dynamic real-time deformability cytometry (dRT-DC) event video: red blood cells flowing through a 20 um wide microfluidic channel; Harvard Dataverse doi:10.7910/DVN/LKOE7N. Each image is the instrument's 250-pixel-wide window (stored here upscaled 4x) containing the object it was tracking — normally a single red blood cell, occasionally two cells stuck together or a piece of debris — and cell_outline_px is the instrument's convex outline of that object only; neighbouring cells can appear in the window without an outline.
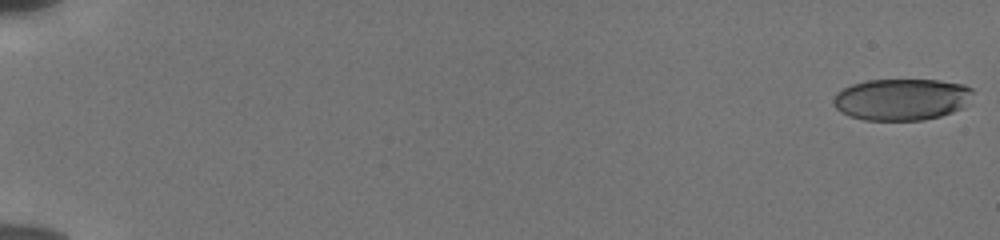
{"species": "human", "species_latin": "Homo sapiens", "temperature_condition": "cold", "stored_images_in_passage": 55, "camera_frame_rate_fps": 3000, "um_per_image_px": 0.085, "donor": {"sex": "male"}, "frame": {"image": 1, "passage_image": 1, "time_ms": 0.0, "image_size_px": [1000, 240], "cell_outline_px": [[972, 92], [964, 108], [940, 116], [924, 120], [864, 120], [848, 116], [840, 112], [832, 104], [832, 100], [836, 92], [852, 84], [868, 80], [940, 80], [964, 84], [972, 88]], "centroid_in_image_um": [76.61, 8.45], "position_along_channel_um": 8.4, "area_um2": 34.1}}
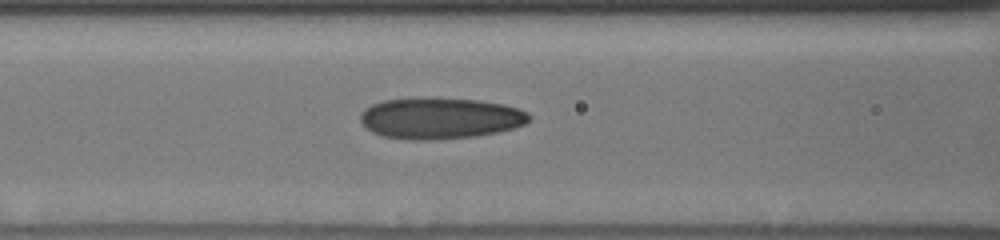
{"frame": {"image": 2, "passage_image": 26, "time_ms": 8.333, "image_size_px": [1000, 240], "cell_outline_px": [[532, 116], [524, 124], [512, 128], [496, 132], [472, 136], [436, 140], [412, 140], [384, 136], [372, 132], [360, 120], [360, 112], [364, 108], [372, 104], [384, 100], [428, 96], [436, 96], [480, 100], [504, 104], [520, 108], [528, 112]], "centroid_in_image_um": [37.41, 10.01], "position_along_channel_um": 129.2, "area_um2": 41.15}}
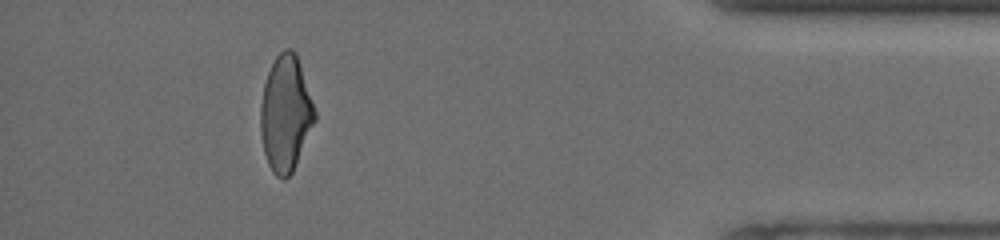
{"frame": {"image": 3, "passage_image": 51, "time_ms": 16.667, "image_size_px": [1000, 240], "cell_outline_px": [[316, 120], [292, 172], [284, 180], [276, 176], [272, 172], [268, 164], [264, 152], [260, 128], [260, 104], [264, 84], [268, 72], [276, 56], [284, 48], [292, 48], [296, 52], [316, 112]], "centroid_in_image_um": [24.27, 9.65], "position_along_channel_um": 410.9, "area_um2": 36.53}, "authors_computed_cell_mechanics": {"area_um2": 37.7434, "velocity_mm_per_s": 3.8671, "shape_relaxation_time_tau1_ms": 7.6889, "shape_relaxation_time_tau2_ms": 1.5044, "deformation_change_tau1": 0.1885, "deformation_change_tau2": 0.0888}}